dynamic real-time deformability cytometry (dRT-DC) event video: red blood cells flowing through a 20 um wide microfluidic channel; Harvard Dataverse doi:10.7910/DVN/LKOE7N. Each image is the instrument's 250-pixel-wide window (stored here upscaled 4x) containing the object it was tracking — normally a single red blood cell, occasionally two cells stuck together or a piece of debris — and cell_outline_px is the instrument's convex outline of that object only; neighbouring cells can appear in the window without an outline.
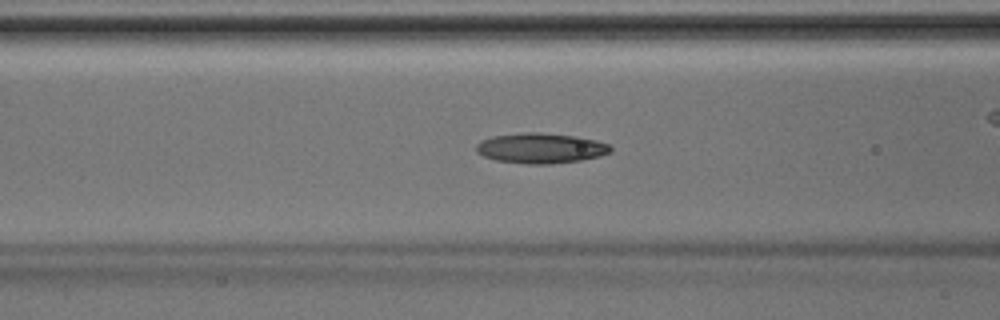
{"species": "Egyptian fruit bat (a non-hibernating species)", "species_latin": "Rousettus aegyptiacus", "temperature_condition": "room temperature", "stored_images_in_passage": 33, "camera_frame_rate_fps": 3000, "um_per_image_px": 0.085, "animal": {"sex": "male"}, "frame": {"image": 1, "passage_image": 10, "time_ms": 3.0, "image_size_px": [1000, 320], "cell_outline_px": [[612, 152], [600, 156], [580, 160], [548, 164], [528, 164], [496, 160], [484, 156], [476, 152], [476, 144], [480, 140], [492, 136], [520, 132], [540, 132], [576, 136], [596, 140], [608, 144], [612, 148]], "centroid_in_image_um": [45.95, 12.58], "position_along_channel_um": 120.7, "area_um2": 23.81}}
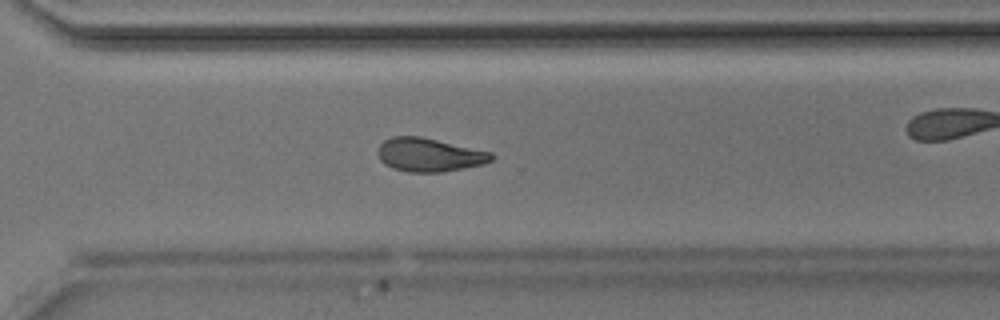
{"frame": {"image": 2, "passage_image": 24, "time_ms": 7.667, "image_size_px": [1000, 320], "cell_outline_px": [[496, 156], [492, 160], [484, 164], [440, 172], [408, 172], [392, 168], [384, 164], [380, 160], [376, 152], [380, 144], [384, 140], [392, 136], [420, 136], [492, 152]], "centroid_in_image_um": [36.47, 13.16], "position_along_channel_um": 334.1, "area_um2": 22.31}}